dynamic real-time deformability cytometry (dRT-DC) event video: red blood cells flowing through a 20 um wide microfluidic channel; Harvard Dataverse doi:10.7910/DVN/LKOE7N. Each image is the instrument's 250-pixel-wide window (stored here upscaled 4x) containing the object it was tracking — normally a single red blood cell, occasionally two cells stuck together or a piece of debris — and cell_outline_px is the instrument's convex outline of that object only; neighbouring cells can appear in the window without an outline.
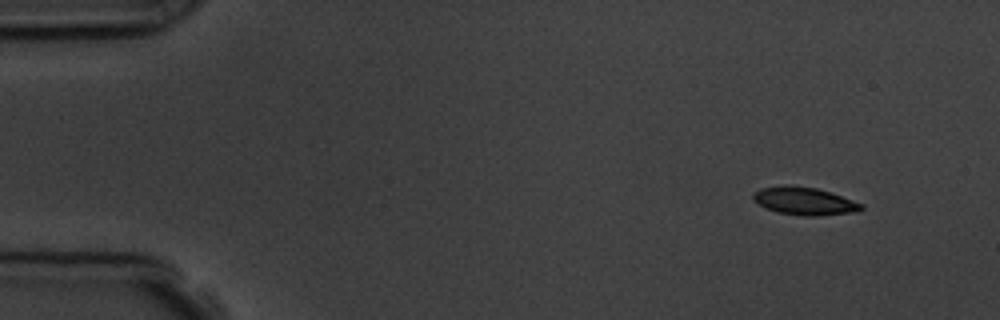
{"species": "common noctule bat (a hibernating species)", "species_latin": "Nyctalus noctula", "temperature_condition": "room temperature", "stored_images_in_passage": 4, "camera_frame_rate_fps": 3000, "um_per_image_px": 0.085, "animal": {"sex": "male", "body_mass_g": 19.5, "forearm_length_mm": 54.6}, "frame": {"image": 1, "passage_image": 1, "time_ms": 0.0, "image_size_px": [1000, 320], "cell_outline_px": [[864, 208], [856, 212], [816, 216], [804, 216], [776, 212], [764, 208], [756, 204], [752, 200], [752, 192], [760, 188], [784, 184], [792, 184], [816, 188], [864, 204]], "centroid_in_image_um": [68.29, 17.08], "position_along_channel_um": 16.7, "area_um2": 17.86}}
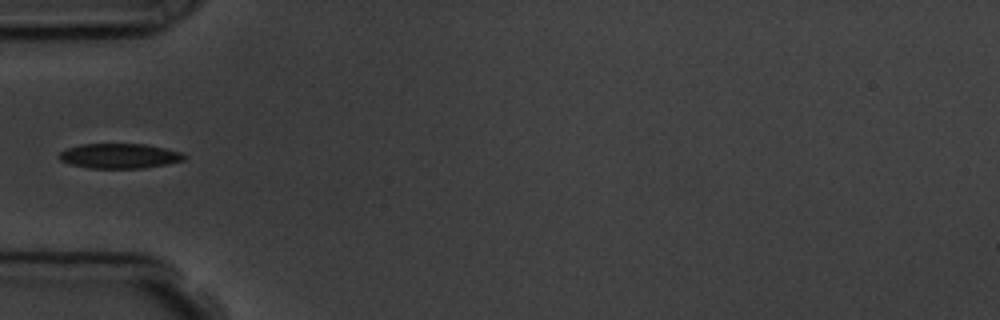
{"frame": {"image": 2, "passage_image": 4, "time_ms": 4.333, "image_size_px": [1000, 320], "cell_outline_px": [[188, 156], [184, 160], [168, 164], [144, 168], [88, 168], [68, 164], [60, 160], [60, 152], [68, 148], [80, 144], [144, 144], [164, 148], [180, 152]], "centroid_in_image_um": [10.16, 13.26], "position_along_channel_um": 74.8, "area_um2": 18.15}}